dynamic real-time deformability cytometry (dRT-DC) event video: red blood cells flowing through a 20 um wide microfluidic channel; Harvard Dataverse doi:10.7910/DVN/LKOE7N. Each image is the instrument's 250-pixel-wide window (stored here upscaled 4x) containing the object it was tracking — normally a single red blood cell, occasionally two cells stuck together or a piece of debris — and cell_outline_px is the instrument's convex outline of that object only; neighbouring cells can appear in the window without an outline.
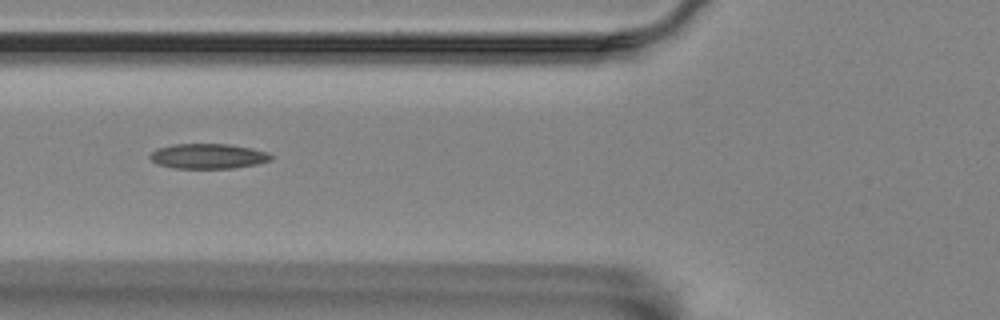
{"species": "Egyptian fruit bat (a non-hibernating species)", "species_latin": "Rousettus aegyptiacus", "temperature_condition": "room temperature", "stored_images_in_passage": 42, "segment_of_instrument_passage": [1, 2], "camera_frame_rate_fps": 3000, "um_per_image_px": 0.085, "animal": {"sex": "female"}, "frame": {"image": 1, "passage_image": 6, "time_ms": 1.667, "image_size_px": [1000, 320], "cell_outline_px": [[272, 160], [256, 164], [232, 168], [176, 168], [156, 164], [148, 156], [156, 148], [172, 144], [228, 144], [252, 148], [268, 152], [272, 156]], "centroid_in_image_um": [17.67, 13.27], "position_along_channel_um": 108.1, "area_um2": 17.69}}
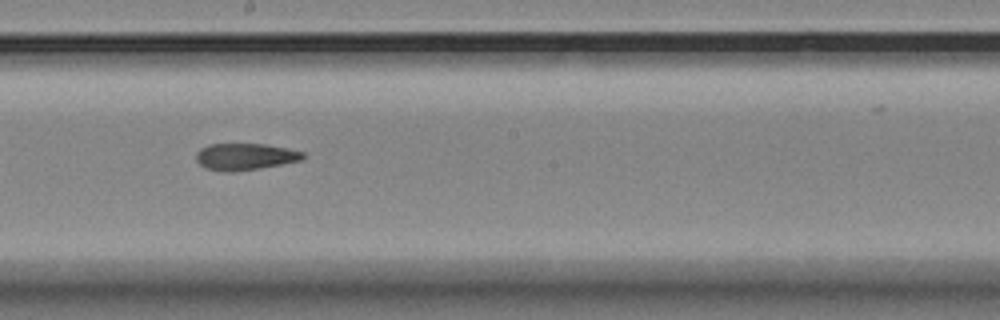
{"frame": {"image": 2, "passage_image": 16, "time_ms": 5.0, "image_size_px": [1000, 320], "cell_outline_px": [[304, 160], [260, 168], [232, 172], [224, 172], [204, 168], [196, 160], [196, 152], [200, 148], [208, 144], [264, 144], [288, 148], [304, 152]], "centroid_in_image_um": [20.82, 13.32], "position_along_channel_um": 227.4, "area_um2": 16.82}}
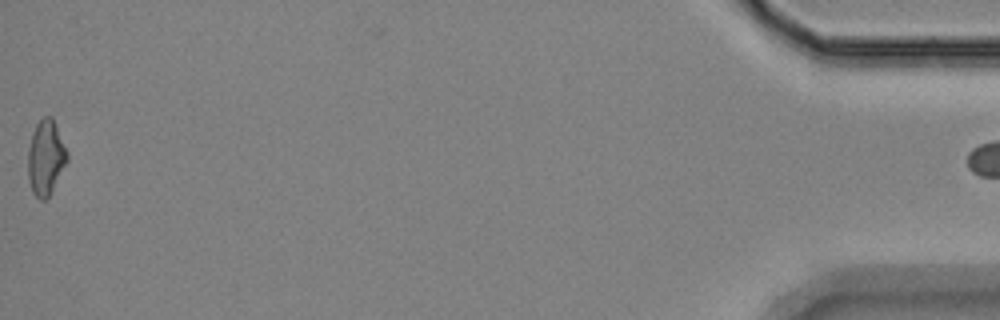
{"frame": {"image": 3, "passage_image": 41, "time_ms": 13.333, "image_size_px": [1000, 320], "cell_outline_px": [[68, 160], [48, 196], [44, 200], [40, 200], [32, 192], [28, 180], [28, 148], [32, 132], [36, 124], [44, 116], [52, 116], [68, 152]], "centroid_in_image_um": [3.88, 13.37], "position_along_channel_um": 431.3, "area_um2": 17.05}}